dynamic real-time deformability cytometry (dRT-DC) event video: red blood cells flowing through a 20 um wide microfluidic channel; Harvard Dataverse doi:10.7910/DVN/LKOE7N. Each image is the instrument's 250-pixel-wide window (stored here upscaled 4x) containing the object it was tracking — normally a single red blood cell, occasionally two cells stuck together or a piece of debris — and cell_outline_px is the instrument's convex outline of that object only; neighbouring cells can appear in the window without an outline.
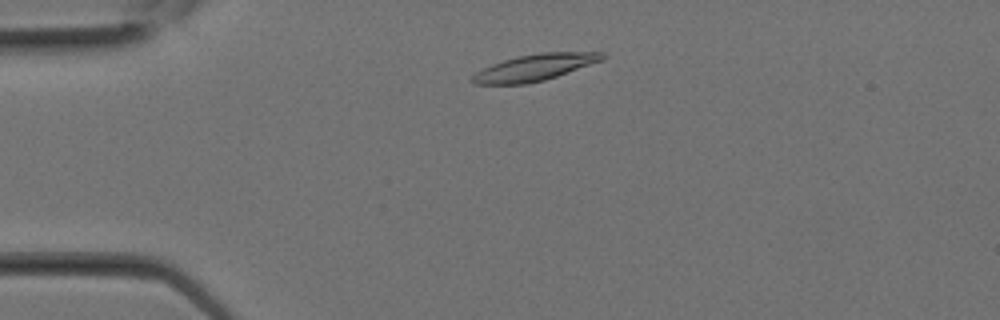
{"species": "Egyptian fruit bat (a non-hibernating species)", "species_latin": "Rousettus aegyptiacus", "temperature_condition": "room temperature", "stored_images_in_passage": 8, "camera_frame_rate_fps": 3000, "um_per_image_px": 0.085, "animal": {"sex": "female"}, "frame": {"image": 1, "passage_image": 3, "time_ms": 0.667, "image_size_px": [1000, 320], "cell_outline_px": [[608, 56], [604, 60], [544, 80], [528, 84], [472, 84], [472, 76], [476, 72], [492, 64], [516, 56], [540, 52], [604, 52]], "centroid_in_image_um": [45.49, 5.72], "position_along_channel_um": 39.5, "area_um2": 20.11}}
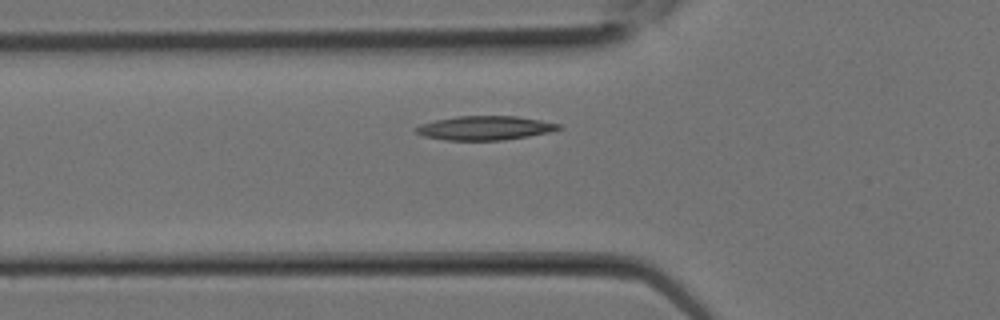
{"frame": {"image": 2, "passage_image": 6, "time_ms": 1.667, "image_size_px": [1000, 320], "cell_outline_px": [[564, 128], [548, 132], [528, 136], [504, 140], [444, 140], [424, 136], [416, 132], [412, 128], [420, 124], [436, 120], [456, 116], [516, 116], [540, 120], [560, 124]], "centroid_in_image_um": [41.19, 10.88], "position_along_channel_um": 84.6, "area_um2": 20.0}}
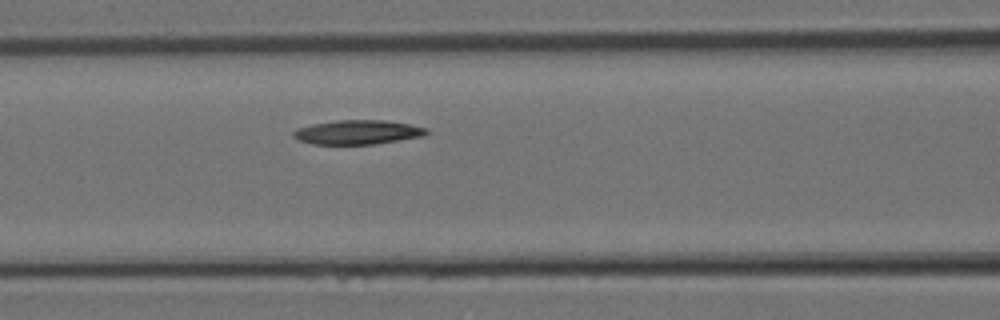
{"frame": {"image": 3, "passage_image": 8, "time_ms": 2.333, "image_size_px": [1000, 320], "cell_outline_px": [[428, 132], [424, 136], [376, 144], [312, 144], [296, 140], [292, 136], [292, 132], [296, 128], [312, 124], [340, 120], [384, 120], [408, 124], [428, 128]], "centroid_in_image_um": [30.37, 11.24], "position_along_channel_um": 136.2, "area_um2": 18.9}}